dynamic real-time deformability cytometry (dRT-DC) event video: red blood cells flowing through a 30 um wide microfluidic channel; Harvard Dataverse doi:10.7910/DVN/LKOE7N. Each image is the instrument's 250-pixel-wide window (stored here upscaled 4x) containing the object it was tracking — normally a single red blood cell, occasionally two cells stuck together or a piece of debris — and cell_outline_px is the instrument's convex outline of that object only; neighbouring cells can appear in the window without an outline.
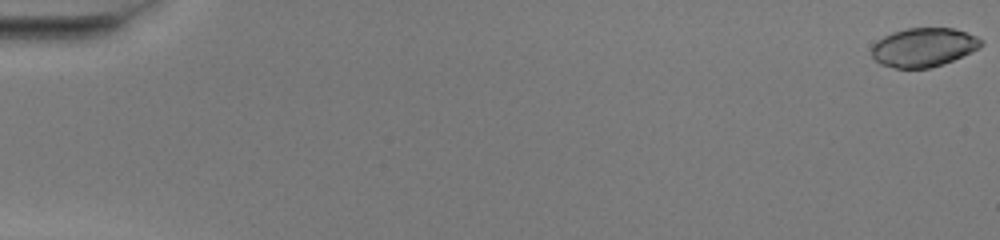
{"species": "common noctule bat (a hibernating species)", "species_latin": "Nyctalus noctula", "temperature_condition": "warm", "stored_images_in_passage": 52, "camera_frame_rate_fps": 3000, "um_per_image_px": 0.085, "animal": {"sex": "female", "body_mass_g": 20.0, "forearm_length_mm": 54.0}, "frame": {"image": 1, "passage_image": 1, "time_ms": 0.0, "image_size_px": [1000, 240], "cell_outline_px": [[984, 44], [980, 48], [972, 52], [952, 60], [928, 68], [896, 68], [880, 64], [872, 56], [872, 44], [876, 40], [892, 32], [908, 28], [952, 28], [976, 36], [984, 40]], "centroid_in_image_um": [78.5, 4.01], "position_along_channel_um": 6.5, "area_um2": 24.74}}
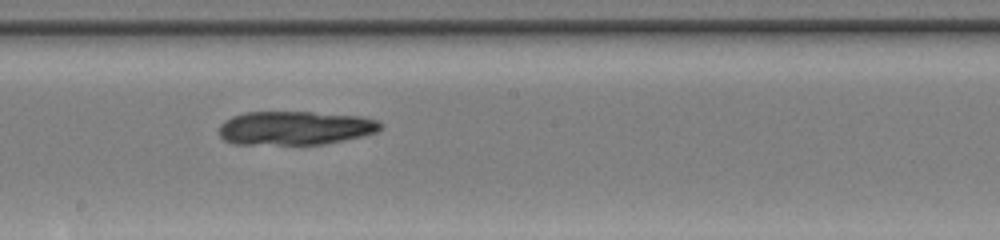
{"frame": {"image": 2, "passage_image": 30, "time_ms": 9.667, "image_size_px": [1000, 240], "cell_outline_px": [[384, 124], [376, 132], [364, 136], [324, 144], [232, 144], [224, 140], [220, 136], [220, 124], [224, 120], [232, 116], [244, 112], [312, 112], [360, 116], [376, 120]], "centroid_in_image_um": [25.07, 10.88], "position_along_channel_um": 223.1, "area_um2": 31.91}}
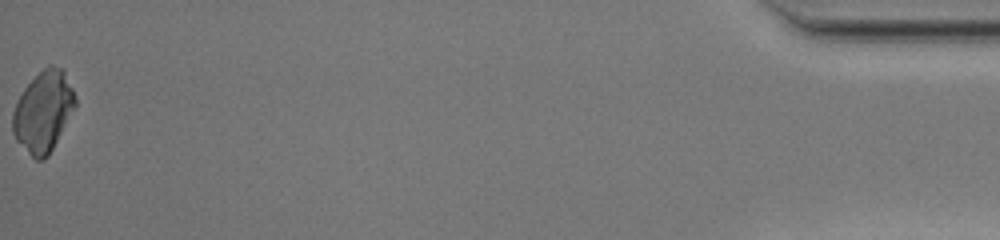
{"frame": {"image": 3, "passage_image": 52, "time_ms": 17.0, "image_size_px": [1000, 240], "cell_outline_px": [[76, 108], [48, 156], [44, 160], [36, 160], [16, 140], [12, 132], [12, 112], [16, 100], [24, 88], [48, 64], [52, 64], [64, 68], [76, 96]], "centroid_in_image_um": [3.7, 9.46], "position_along_channel_um": 431.5, "area_um2": 29.77}}